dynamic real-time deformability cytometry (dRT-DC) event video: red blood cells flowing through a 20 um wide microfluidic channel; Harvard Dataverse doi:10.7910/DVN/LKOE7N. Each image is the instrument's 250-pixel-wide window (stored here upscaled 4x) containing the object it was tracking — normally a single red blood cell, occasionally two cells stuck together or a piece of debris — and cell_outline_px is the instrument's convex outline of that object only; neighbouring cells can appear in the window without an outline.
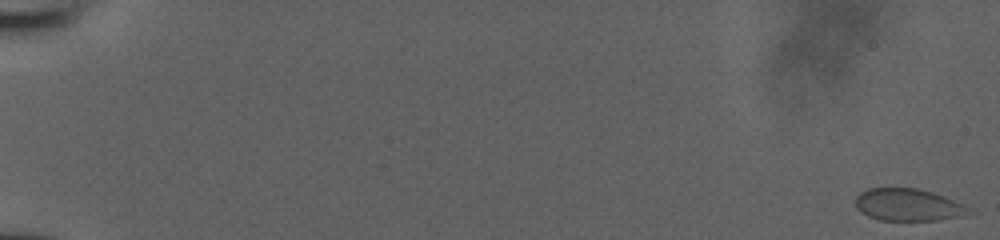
{"species": "human", "species_latin": "Homo sapiens", "temperature_condition": "room temperature", "stored_images_in_passage": 53, "camera_frame_rate_fps": 3000, "um_per_image_px": 0.085, "donor": {"sex": "male"}, "frame": {"image": 1, "passage_image": 1, "time_ms": 0.0, "image_size_px": [1000, 240], "cell_outline_px": [[972, 208], [964, 216], [936, 220], [880, 220], [868, 216], [860, 212], [856, 208], [856, 196], [860, 192], [868, 188], [916, 188], [932, 192], [944, 196], [964, 204]], "centroid_in_image_um": [77.18, 17.41], "position_along_channel_um": 7.8, "area_um2": 21.33}}
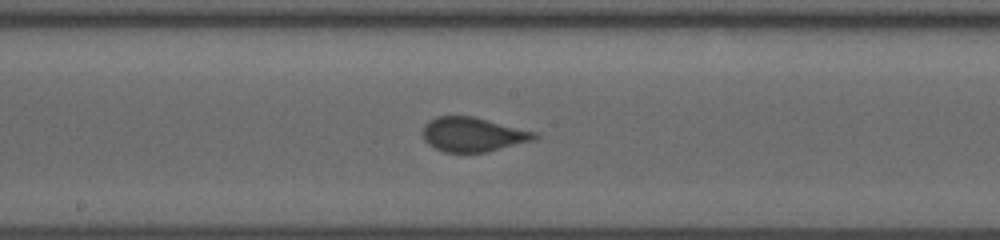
{"frame": {"image": 2, "passage_image": 31, "time_ms": 10.0, "image_size_px": [1000, 240], "cell_outline_px": [[540, 136], [536, 140], [488, 152], [444, 152], [428, 144], [424, 140], [424, 124], [428, 120], [436, 116], [472, 116], [540, 132]], "centroid_in_image_um": [40.27, 11.43], "position_along_channel_um": 207.9, "area_um2": 22.72}}
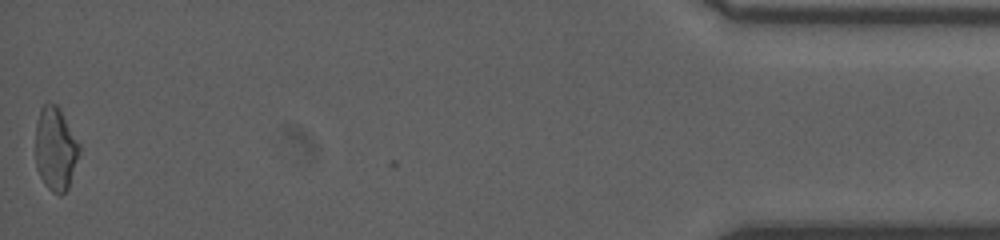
{"frame": {"image": 3, "passage_image": 53, "time_ms": 17.333, "image_size_px": [1000, 240], "cell_outline_px": [[80, 152], [68, 188], [60, 196], [52, 192], [48, 188], [40, 176], [36, 168], [36, 120], [40, 108], [48, 100], [56, 104], [60, 108], [80, 144]], "centroid_in_image_um": [4.71, 12.61], "position_along_channel_um": 430.5, "area_um2": 21.56}}